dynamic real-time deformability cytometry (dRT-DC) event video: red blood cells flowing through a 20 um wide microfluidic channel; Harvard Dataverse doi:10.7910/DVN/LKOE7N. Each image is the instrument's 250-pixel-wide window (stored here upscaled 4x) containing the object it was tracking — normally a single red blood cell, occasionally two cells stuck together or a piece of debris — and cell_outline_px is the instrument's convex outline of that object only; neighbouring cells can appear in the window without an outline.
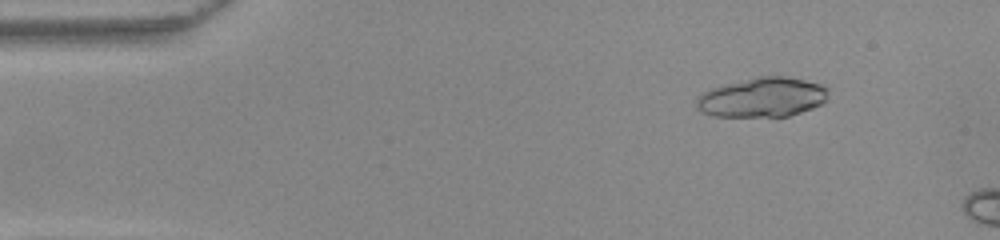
{"species": "common noctule bat (a hibernating species)", "species_latin": "Nyctalus noctula", "temperature_condition": "warm", "stored_images_in_passage": 7, "camera_frame_rate_fps": 3000, "um_per_image_px": 0.085, "animal": {"sex": "female", "body_mass_g": 22.0, "forearm_length_mm": 56.7}, "frame": {"image": 1, "passage_image": 3, "time_ms": 0.667, "image_size_px": [1000, 240], "cell_outline_px": [[828, 100], [824, 104], [788, 116], [712, 116], [696, 108], [696, 96], [712, 88], [756, 76], [788, 76], [820, 84], [828, 88]], "centroid_in_image_um": [64.83, 8.27], "position_along_channel_um": 20.2, "area_um2": 30.46}}